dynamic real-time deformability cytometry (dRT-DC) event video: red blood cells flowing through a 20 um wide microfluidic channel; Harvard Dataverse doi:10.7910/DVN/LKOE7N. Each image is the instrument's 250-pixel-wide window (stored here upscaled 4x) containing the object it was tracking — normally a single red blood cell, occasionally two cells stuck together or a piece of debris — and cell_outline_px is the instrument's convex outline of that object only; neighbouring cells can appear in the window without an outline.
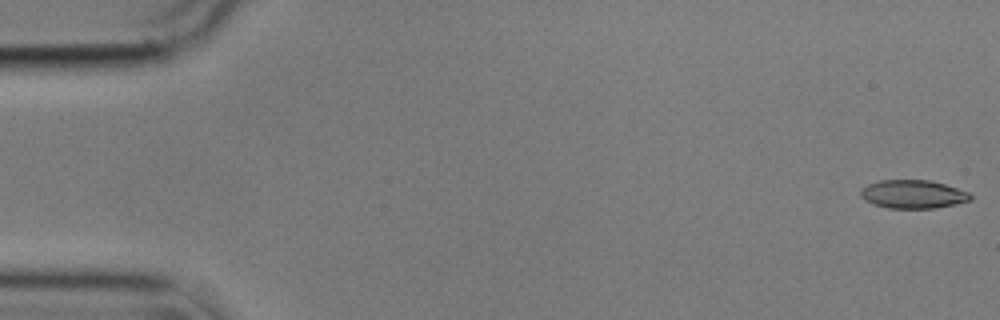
{"species": "common noctule bat (a hibernating species)", "species_latin": "Nyctalus noctula", "temperature_condition": "cold", "stored_images_in_passage": 55, "camera_frame_rate_fps": 3000, "um_per_image_px": 0.085, "animal": {"sex": "male", "body_mass_g": 17.9}, "frame": {"image": 1, "passage_image": 1, "time_ms": 0.0, "image_size_px": [1000, 320], "cell_outline_px": [[972, 200], [956, 204], [932, 208], [888, 208], [872, 204], [864, 200], [860, 196], [860, 192], [868, 184], [880, 180], [928, 180], [944, 184], [968, 192], [972, 196]], "centroid_in_image_um": [77.59, 16.51], "position_along_channel_um": 7.4, "area_um2": 18.09}}
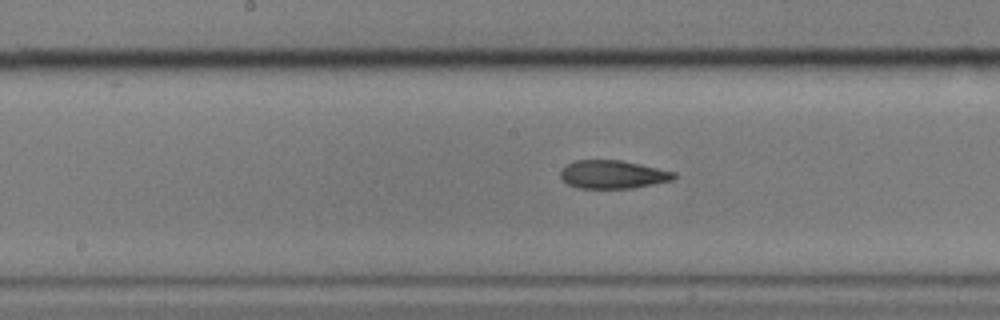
{"frame": {"image": 2, "passage_image": 28, "time_ms": 9.0, "image_size_px": [1000, 320], "cell_outline_px": [[676, 176], [672, 180], [632, 188], [576, 188], [568, 184], [560, 176], [560, 168], [576, 160], [620, 160], [640, 164], [676, 172]], "centroid_in_image_um": [52.06, 14.82], "position_along_channel_um": 196.1, "area_um2": 18.61}}
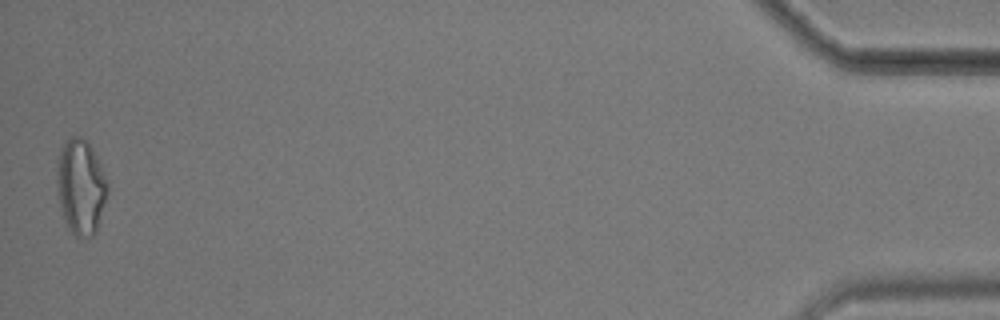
{"frame": {"image": 3, "passage_image": 55, "time_ms": 18.0, "image_size_px": [1000, 320], "cell_outline_px": [[108, 192], [96, 232], [92, 236], [76, 236], [72, 232], [64, 216], [60, 204], [56, 180], [56, 172], [60, 148], [72, 136], [80, 136], [92, 148], [108, 184]], "centroid_in_image_um": [6.86, 15.86], "position_along_channel_um": 428.3, "area_um2": 27.46}, "authors_computed_cell_mechanics": {"area_um2": 19.2474, "velocity_mm_per_s": 3.5926, "shape_relaxation_time_tau1_ms": 9.6835, "shape_relaxation_time_tau2_ms": 5.7026, "deformation_change_tau1": 0.232, "deformation_change_tau2": 0.15}}